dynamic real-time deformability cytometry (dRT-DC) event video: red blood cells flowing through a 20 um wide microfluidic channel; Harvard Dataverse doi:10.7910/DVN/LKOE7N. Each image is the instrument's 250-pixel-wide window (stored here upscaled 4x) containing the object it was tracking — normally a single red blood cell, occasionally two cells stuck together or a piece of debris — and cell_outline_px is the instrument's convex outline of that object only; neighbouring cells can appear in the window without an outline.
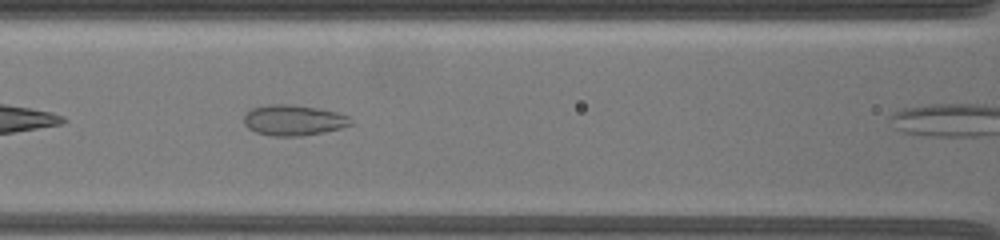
{"species": "common noctule bat (a hibernating species)", "species_latin": "Nyctalus noctula", "temperature_condition": "warm", "stored_images_in_passage": 10, "camera_frame_rate_fps": 3000, "um_per_image_px": 0.085, "animal": {"sex": "female", "body_mass_g": 19.5, "forearm_length_mm": 54.1}, "frame": {"image": 1, "passage_image": 7, "time_ms": 2.667, "image_size_px": [1000, 240], "cell_outline_px": [[352, 124], [340, 128], [324, 132], [300, 136], [272, 136], [256, 132], [248, 128], [244, 124], [244, 116], [252, 108], [268, 104], [292, 104], [316, 108], [336, 112], [348, 116], [352, 120]], "centroid_in_image_um": [24.94, 10.22], "position_along_channel_um": 141.7, "area_um2": 19.02}}